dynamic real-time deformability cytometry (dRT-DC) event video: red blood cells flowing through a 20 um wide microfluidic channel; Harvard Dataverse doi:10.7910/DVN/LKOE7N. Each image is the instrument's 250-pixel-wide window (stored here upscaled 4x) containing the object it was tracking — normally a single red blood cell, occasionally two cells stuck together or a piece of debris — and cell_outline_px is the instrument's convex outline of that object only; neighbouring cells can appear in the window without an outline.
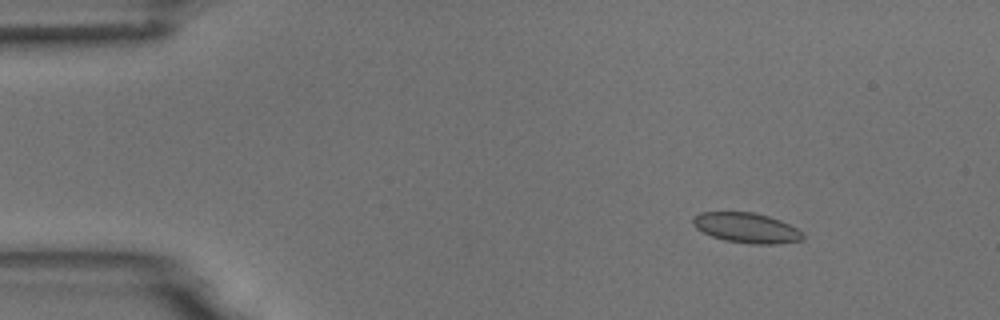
{"species": "common noctule bat (a hibernating species)", "species_latin": "Nyctalus noctula", "temperature_condition": "room temperature", "stored_images_in_passage": 6, "camera_frame_rate_fps": 3000, "um_per_image_px": 0.085, "animal": {"sex": "male", "body_mass_g": 18.8}, "frame": {"image": 1, "passage_image": 3, "time_ms": 0.667, "image_size_px": [1000, 320], "cell_outline_px": [[804, 240], [776, 244], [752, 244], [724, 240], [712, 236], [696, 228], [692, 224], [692, 216], [700, 212], [752, 212], [768, 216], [780, 220], [796, 228], [804, 236]], "centroid_in_image_um": [63.43, 19.36], "position_along_channel_um": 21.6, "area_um2": 19.25}}
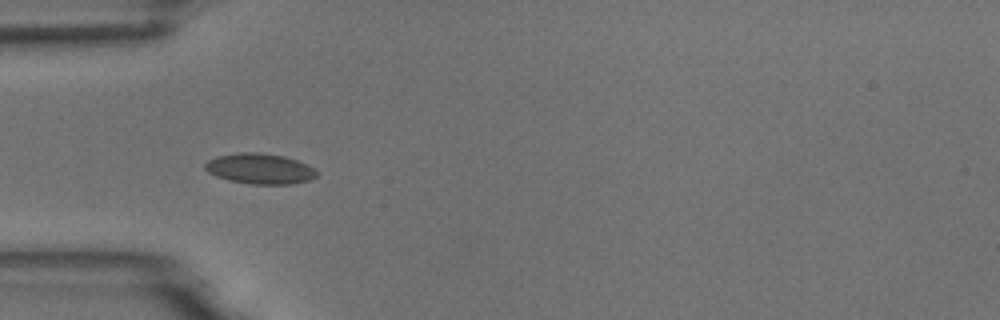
{"frame": {"image": 2, "passage_image": 5, "time_ms": 1.333, "image_size_px": [1000, 320], "cell_outline_px": [[316, 176], [312, 180], [292, 184], [252, 184], [228, 180], [216, 176], [208, 172], [204, 168], [204, 164], [208, 160], [216, 156], [240, 152], [256, 152], [284, 156], [296, 160], [312, 168], [316, 172]], "centroid_in_image_um": [22.05, 14.34], "position_along_channel_um": 63.0, "area_um2": 19.77}}